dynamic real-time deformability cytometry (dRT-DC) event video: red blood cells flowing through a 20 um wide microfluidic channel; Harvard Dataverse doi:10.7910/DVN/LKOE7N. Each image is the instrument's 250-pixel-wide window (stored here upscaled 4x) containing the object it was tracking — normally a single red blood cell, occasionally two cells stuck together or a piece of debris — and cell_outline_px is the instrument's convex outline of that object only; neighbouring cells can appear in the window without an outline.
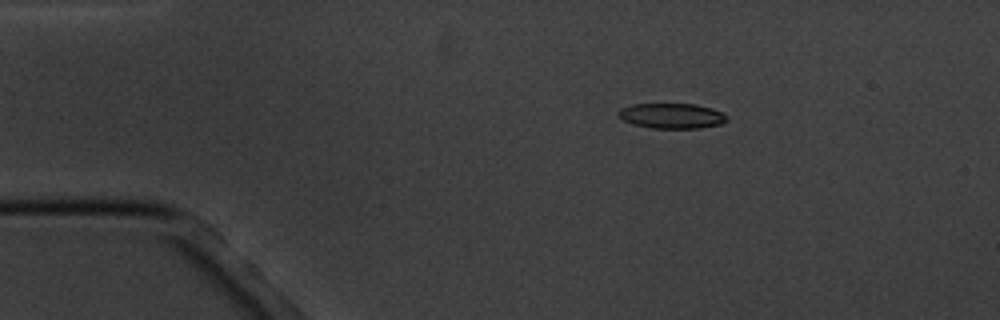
{"species": "common noctule bat (a hibernating species)", "species_latin": "Nyctalus noctula", "temperature_condition": "cold", "stored_images_in_passage": 4, "camera_frame_rate_fps": 3000, "um_per_image_px": 0.085, "animal": {"sex": "male", "body_mass_g": 20.1, "forearm_length_mm": 53.5}, "frame": {"image": 1, "passage_image": 2, "time_ms": 1.0, "image_size_px": [1000, 320], "cell_outline_px": [[728, 120], [720, 124], [700, 128], [652, 128], [632, 124], [616, 116], [616, 112], [620, 108], [632, 104], [696, 104], [712, 108], [720, 112]], "centroid_in_image_um": [57.03, 9.84], "position_along_channel_um": 28.0, "area_um2": 15.95}}
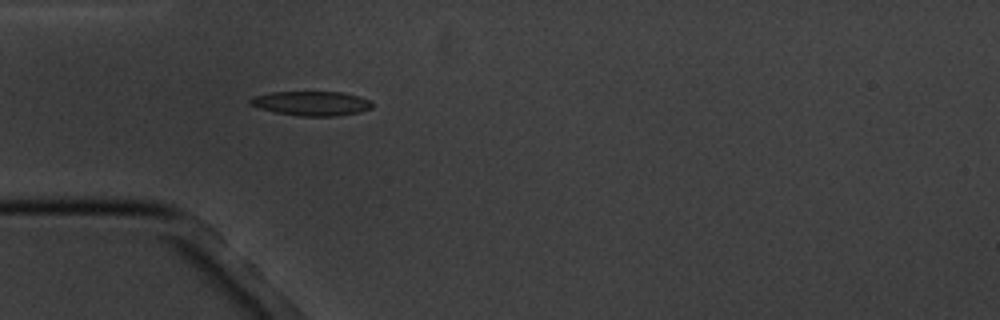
{"frame": {"image": 2, "passage_image": 4, "time_ms": 3.333, "image_size_px": [1000, 320], "cell_outline_px": [[372, 108], [360, 112], [336, 116], [300, 116], [276, 112], [260, 108], [248, 104], [248, 100], [256, 96], [272, 92], [340, 92], [360, 96], [368, 100], [372, 104]], "centroid_in_image_um": [26.48, 8.79], "position_along_channel_um": 58.5, "area_um2": 17.22}}